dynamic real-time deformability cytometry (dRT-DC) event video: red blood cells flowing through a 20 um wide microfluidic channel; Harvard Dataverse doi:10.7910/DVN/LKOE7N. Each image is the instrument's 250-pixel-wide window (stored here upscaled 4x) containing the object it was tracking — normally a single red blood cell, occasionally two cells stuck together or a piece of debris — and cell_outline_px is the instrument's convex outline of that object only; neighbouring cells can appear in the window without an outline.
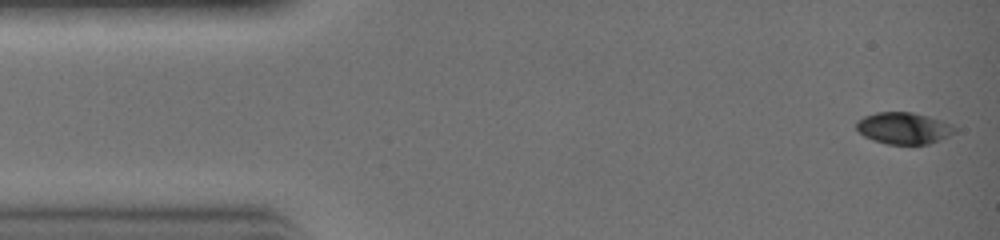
{"species": "common noctule bat (a hibernating species)", "species_latin": "Nyctalus noctula", "temperature_condition": "warm", "stored_images_in_passage": 7, "camera_frame_rate_fps": 3000, "um_per_image_px": 0.085, "animal": {"sex": "female", "body_mass_g": 19.0, "forearm_length_mm": 51.5}, "frame": {"image": 1, "passage_image": 1, "time_ms": 0.0, "image_size_px": [1000, 240], "cell_outline_px": [[956, 132], [940, 140], [928, 144], [888, 144], [872, 140], [864, 136], [856, 128], [856, 120], [864, 116], [876, 112], [912, 112], [928, 116], [940, 120], [948, 124]], "centroid_in_image_um": [76.75, 10.89], "position_along_channel_um": 8.2, "area_um2": 17.98}}